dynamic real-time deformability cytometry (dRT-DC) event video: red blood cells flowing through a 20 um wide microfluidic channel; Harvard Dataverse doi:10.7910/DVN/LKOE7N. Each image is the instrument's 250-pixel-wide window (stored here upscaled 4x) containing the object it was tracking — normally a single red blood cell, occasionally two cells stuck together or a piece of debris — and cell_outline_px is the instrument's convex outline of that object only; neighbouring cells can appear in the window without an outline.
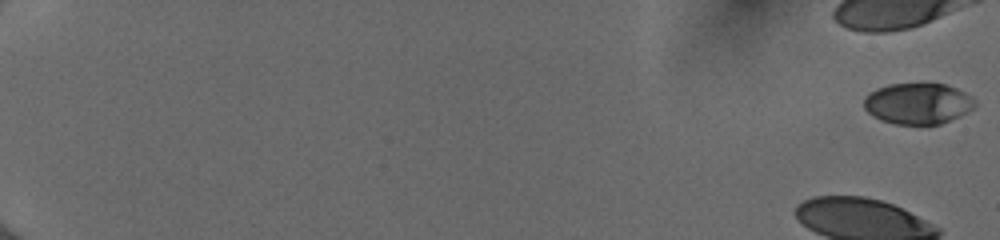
{"species": "human", "species_latin": "Homo sapiens", "temperature_condition": "cold", "stored_images_in_passage": 53, "camera_frame_rate_fps": 3000, "um_per_image_px": 0.085, "donor": {"sex": "female"}, "frame": {"image": 1, "passage_image": 1, "time_ms": 0.0, "image_size_px": [1000, 240], "cell_outline_px": [[976, 104], [972, 108], [960, 116], [940, 124], [896, 124], [880, 120], [868, 112], [864, 108], [864, 100], [868, 92], [876, 88], [888, 84], [944, 84], [956, 88], [972, 96], [976, 100]], "centroid_in_image_um": [78.01, 8.8], "position_along_channel_um": 7.0, "area_um2": 26.53}, "authors_computed_cell_mechanics": {"area_um2": 40.6334, "velocity_mm_per_s": 4.0292, "shape_relaxation_time_tau1_ms": 4.9347, "shape_relaxation_time_tau2_ms": 0.9373, "deformation_change_tau1": 0.2072, "deformation_change_tau2": 0.0794}}